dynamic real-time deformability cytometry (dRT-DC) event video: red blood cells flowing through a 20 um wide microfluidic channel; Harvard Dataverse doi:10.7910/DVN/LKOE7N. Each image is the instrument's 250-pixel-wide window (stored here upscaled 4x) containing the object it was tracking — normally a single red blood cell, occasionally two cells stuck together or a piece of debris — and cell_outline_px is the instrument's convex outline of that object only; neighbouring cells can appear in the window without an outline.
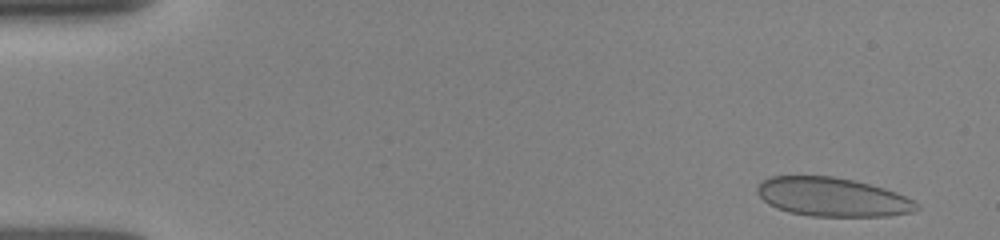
{"species": "human", "species_latin": "Homo sapiens", "temperature_condition": "room temperature", "stored_images_in_passage": 13, "camera_frame_rate_fps": 3000, "um_per_image_px": 0.085, "donor": {"sex": "female"}, "frame": {"image": 1, "passage_image": 3, "time_ms": 0.667, "image_size_px": [1000, 240], "cell_outline_px": [[920, 208], [912, 212], [888, 216], [812, 216], [788, 212], [776, 208], [768, 204], [756, 192], [756, 188], [764, 180], [772, 176], [832, 176], [852, 180], [884, 188], [896, 192], [920, 204]], "centroid_in_image_um": [70.76, 16.75], "position_along_channel_um": 14.2, "area_um2": 35.95}}